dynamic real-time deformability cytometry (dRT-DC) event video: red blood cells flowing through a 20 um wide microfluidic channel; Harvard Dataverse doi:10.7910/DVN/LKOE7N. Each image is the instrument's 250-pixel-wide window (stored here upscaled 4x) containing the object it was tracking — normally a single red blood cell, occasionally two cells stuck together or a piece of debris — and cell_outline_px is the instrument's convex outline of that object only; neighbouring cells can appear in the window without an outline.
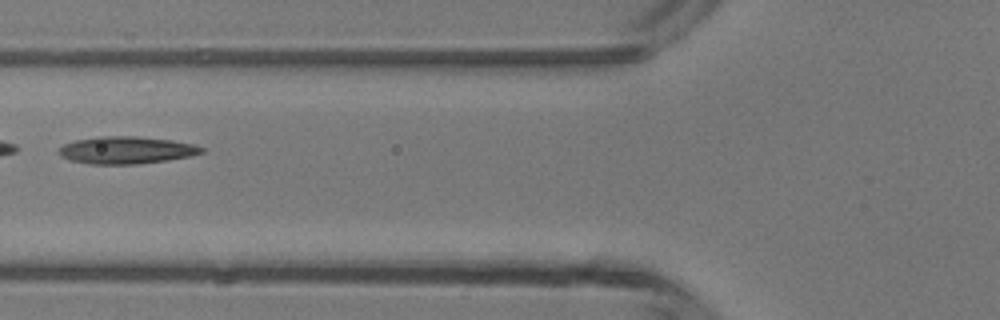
{"species": "common noctule bat (a hibernating species)", "species_latin": "Nyctalus noctula", "temperature_condition": "room temperature", "stored_images_in_passage": 7, "camera_frame_rate_fps": 3000, "um_per_image_px": 0.085, "animal": {"sex": "male", "body_mass_g": 13.3}, "frame": {"image": 1, "passage_image": 6, "time_ms": 5.667, "image_size_px": [1000, 320], "cell_outline_px": [[204, 152], [192, 156], [168, 160], [136, 164], [88, 164], [68, 160], [60, 156], [56, 152], [64, 144], [76, 140], [96, 136], [136, 136], [172, 140], [196, 144], [204, 148]], "centroid_in_image_um": [10.74, 12.76], "position_along_channel_um": 115.1, "area_um2": 23.0}}
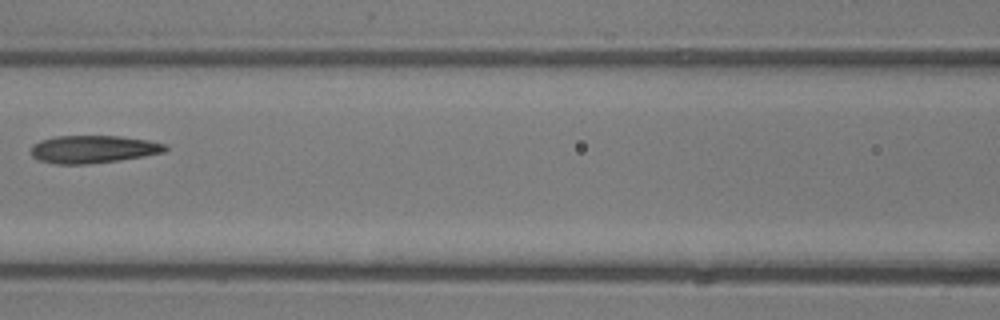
{"frame": {"image": 2, "passage_image": 7, "time_ms": 6.667, "image_size_px": [1000, 320], "cell_outline_px": [[168, 148], [164, 152], [144, 156], [116, 160], [84, 164], [56, 164], [40, 160], [32, 156], [32, 144], [40, 140], [56, 136], [120, 136], [148, 140], [168, 144]], "centroid_in_image_um": [7.93, 12.67], "position_along_channel_um": 158.7, "area_um2": 21.56}}